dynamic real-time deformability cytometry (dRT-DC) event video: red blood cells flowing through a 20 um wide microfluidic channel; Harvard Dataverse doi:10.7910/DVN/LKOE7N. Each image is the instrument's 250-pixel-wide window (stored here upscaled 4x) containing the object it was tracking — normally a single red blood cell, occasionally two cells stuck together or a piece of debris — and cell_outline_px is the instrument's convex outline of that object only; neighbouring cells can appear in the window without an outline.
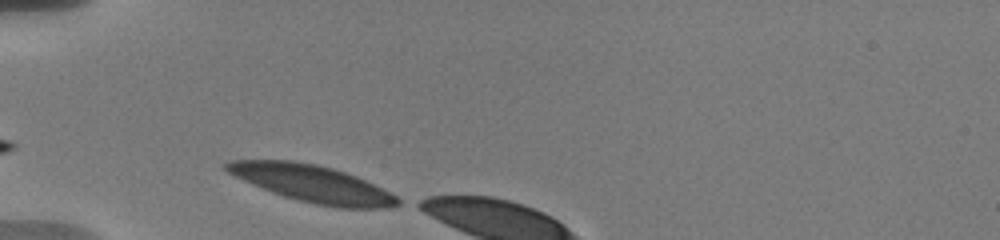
{"species": "human", "species_latin": "Homo sapiens", "temperature_condition": "warm", "stored_images_in_passage": 4, "camera_frame_rate_fps": 3000, "um_per_image_px": 0.085, "donor": {"sex": "male"}, "frame": {"image": 1, "passage_image": 1, "time_ms": 0.0, "image_size_px": [1000, 240], "cell_outline_px": [[404, 200], [400, 204], [388, 208], [336, 208], [316, 204], [284, 196], [272, 192], [244, 180], [228, 172], [224, 168], [224, 164], [232, 160], [292, 160], [316, 164], [332, 168], [356, 176]], "centroid_in_image_um": [26.57, 15.61], "position_along_channel_um": 58.4, "area_um2": 36.53}}